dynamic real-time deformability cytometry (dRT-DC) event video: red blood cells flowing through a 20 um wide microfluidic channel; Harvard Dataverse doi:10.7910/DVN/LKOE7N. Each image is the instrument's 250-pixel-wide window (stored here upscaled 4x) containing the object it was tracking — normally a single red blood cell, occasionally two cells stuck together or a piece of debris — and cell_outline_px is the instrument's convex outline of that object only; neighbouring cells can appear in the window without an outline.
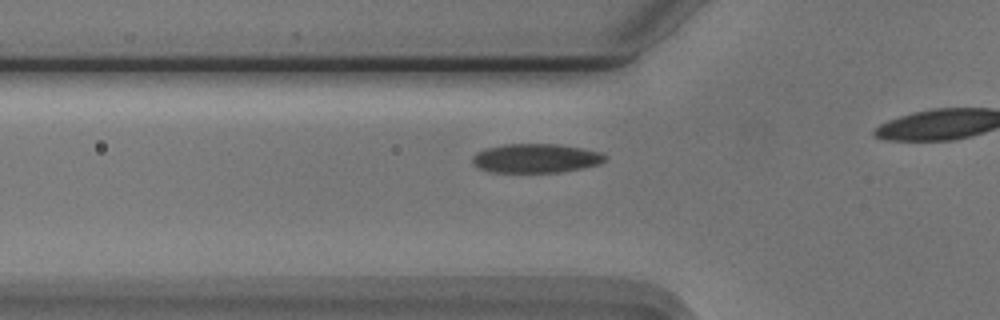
{"species": "Egyptian fruit bat (a non-hibernating species)", "species_latin": "Rousettus aegyptiacus", "temperature_condition": "cold", "stored_images_in_passage": 17, "camera_frame_rate_fps": 3000, "um_per_image_px": 0.085, "animal": {"sex": "male"}, "frame": {"image": 1, "passage_image": 8, "time_ms": 2.333, "image_size_px": [1000, 320], "cell_outline_px": [[608, 156], [600, 164], [584, 168], [560, 172], [492, 172], [480, 168], [472, 164], [472, 156], [476, 152], [488, 148], [504, 144], [556, 144], [584, 148], [604, 152]], "centroid_in_image_um": [45.59, 13.45], "position_along_channel_um": 80.2, "area_um2": 22.66}}
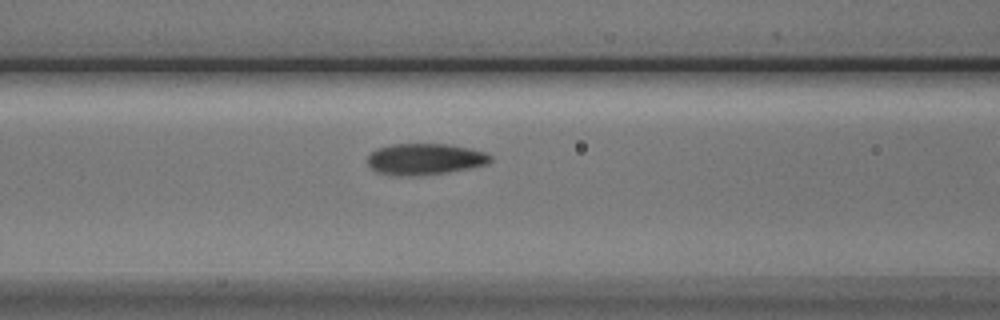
{"frame": {"image": 2, "passage_image": 12, "time_ms": 3.667, "image_size_px": [1000, 320], "cell_outline_px": [[492, 160], [488, 164], [448, 172], [416, 176], [392, 176], [376, 172], [368, 164], [368, 156], [376, 148], [392, 144], [452, 144], [484, 152], [492, 156]], "centroid_in_image_um": [36.1, 13.53], "position_along_channel_um": 130.5, "area_um2": 22.6}}
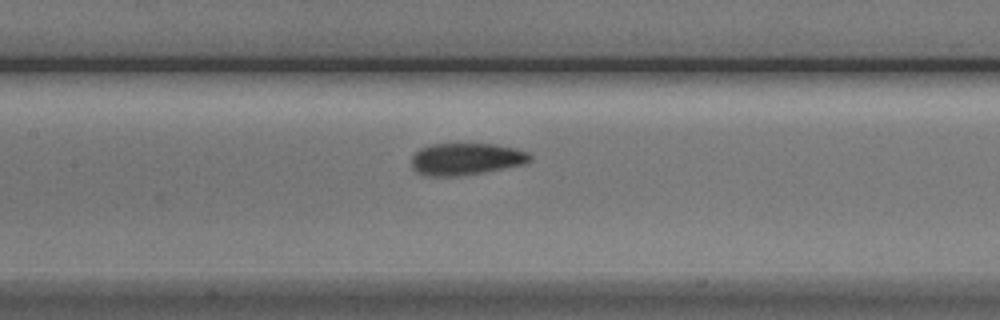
{"frame": {"image": 3, "passage_image": 15, "time_ms": 4.667, "image_size_px": [1000, 320], "cell_outline_px": [[532, 160], [524, 164], [464, 176], [420, 176], [412, 168], [412, 156], [420, 148], [432, 144], [492, 144], [516, 148], [528, 152], [532, 156]], "centroid_in_image_um": [39.6, 13.53], "position_along_channel_um": 167.8, "area_um2": 22.31}}